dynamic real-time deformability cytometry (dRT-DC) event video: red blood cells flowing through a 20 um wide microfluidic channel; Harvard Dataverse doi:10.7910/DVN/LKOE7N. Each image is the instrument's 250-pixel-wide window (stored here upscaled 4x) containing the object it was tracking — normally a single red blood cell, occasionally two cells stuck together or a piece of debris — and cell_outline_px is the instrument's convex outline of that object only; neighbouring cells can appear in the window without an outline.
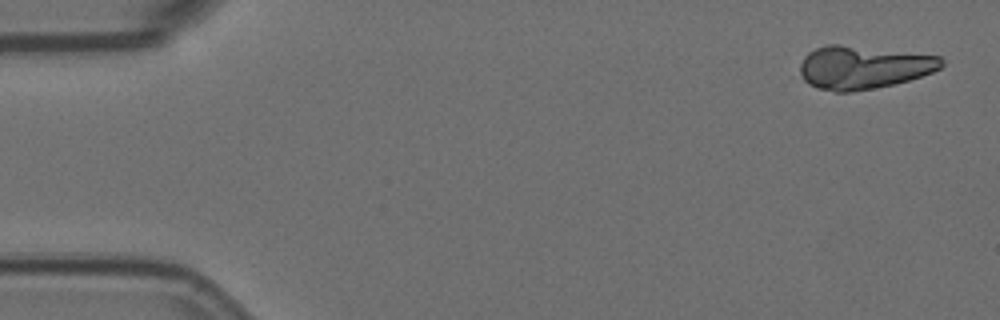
{"species": "Egyptian fruit bat (a non-hibernating species)", "species_latin": "Rousettus aegyptiacus", "temperature_condition": "room temperature", "stored_images_in_passage": 17, "camera_frame_rate_fps": 3000, "um_per_image_px": 0.085, "animal": {"sex": "female"}, "frame": {"image": 1, "passage_image": 1, "time_ms": 0.0, "image_size_px": [1000, 320], "cell_outline_px": [[944, 64], [940, 68], [932, 72], [908, 80], [892, 84], [852, 92], [836, 92], [816, 88], [808, 84], [804, 80], [800, 72], [800, 64], [804, 56], [808, 52], [816, 48], [828, 44], [840, 44], [940, 56], [944, 60]], "centroid_in_image_um": [73.35, 5.72], "position_along_channel_um": 11.7, "area_um2": 35.43}}